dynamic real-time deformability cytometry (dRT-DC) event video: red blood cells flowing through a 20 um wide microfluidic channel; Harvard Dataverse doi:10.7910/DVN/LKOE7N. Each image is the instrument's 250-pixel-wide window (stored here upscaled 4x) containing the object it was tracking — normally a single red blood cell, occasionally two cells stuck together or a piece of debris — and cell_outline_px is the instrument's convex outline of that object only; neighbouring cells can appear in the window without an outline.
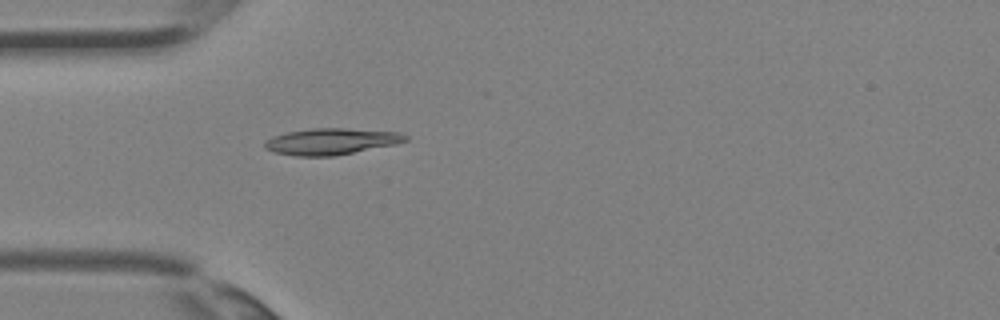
{"species": "Egyptian fruit bat (a non-hibernating species)", "species_latin": "Rousettus aegyptiacus", "temperature_condition": "room temperature", "stored_images_in_passage": 2, "camera_frame_rate_fps": 3000, "um_per_image_px": 0.085, "animal": {"sex": "female"}, "frame": {"image": 1, "passage_image": 2, "time_ms": 0.333, "image_size_px": [1000, 320], "cell_outline_px": [[408, 140], [396, 144], [332, 156], [296, 156], [276, 152], [264, 148], [264, 140], [272, 136], [288, 132], [312, 128], [344, 128], [400, 132], [408, 136]], "centroid_in_image_um": [28.14, 12.01], "position_along_channel_um": 56.9, "area_um2": 21.56}}